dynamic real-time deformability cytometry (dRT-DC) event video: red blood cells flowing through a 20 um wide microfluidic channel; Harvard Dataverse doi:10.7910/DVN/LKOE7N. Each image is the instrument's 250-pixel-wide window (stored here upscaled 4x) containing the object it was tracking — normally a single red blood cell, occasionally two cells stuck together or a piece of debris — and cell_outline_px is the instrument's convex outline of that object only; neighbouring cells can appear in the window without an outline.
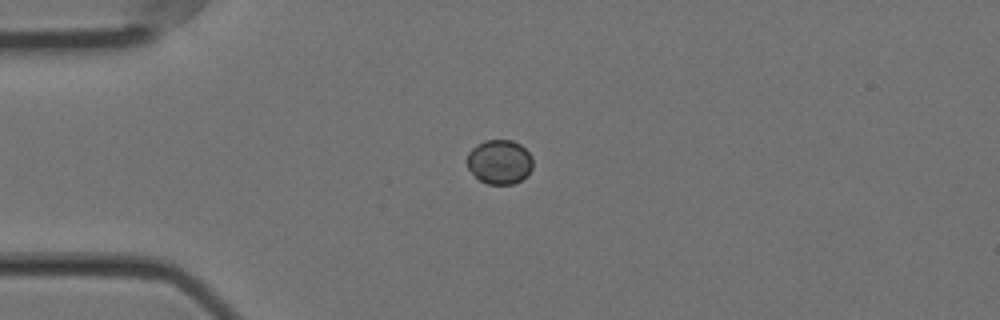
{"species": "Egyptian fruit bat (a non-hibernating species)", "species_latin": "Rousettus aegyptiacus", "temperature_condition": "cold", "stored_images_in_passage": 15, "camera_frame_rate_fps": 3000, "um_per_image_px": 0.085, "animal": {"sex": "female"}, "frame": {"image": 1, "passage_image": 1, "time_ms": 0.0, "image_size_px": [1000, 320], "cell_outline_px": [[532, 168], [520, 180], [512, 184], [488, 184], [480, 180], [468, 168], [468, 152], [476, 144], [484, 140], [512, 140], [520, 144], [532, 156]], "centroid_in_image_um": [42.45, 13.74], "position_along_channel_um": 42.5, "area_um2": 16.82}}
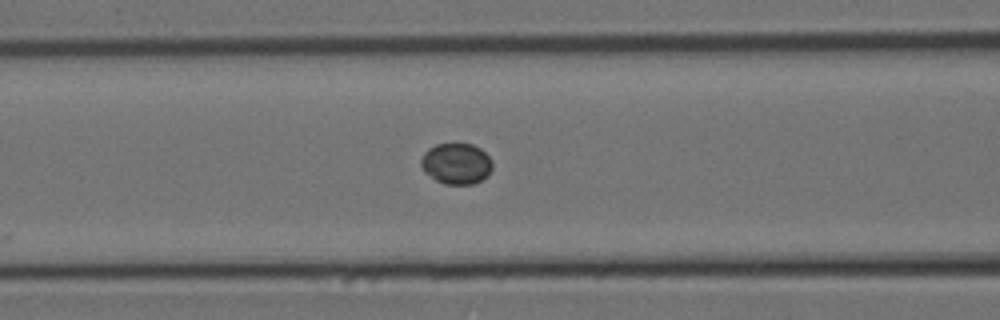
{"frame": {"image": 2, "passage_image": 10, "time_ms": 3.0, "image_size_px": [1000, 320], "cell_outline_px": [[492, 168], [488, 176], [472, 184], [444, 184], [436, 180], [424, 172], [420, 164], [420, 160], [424, 152], [428, 148], [436, 144], [456, 140], [472, 144], [480, 148], [492, 160]], "centroid_in_image_um": [38.77, 13.85], "position_along_channel_um": 127.8, "area_um2": 17.63}}
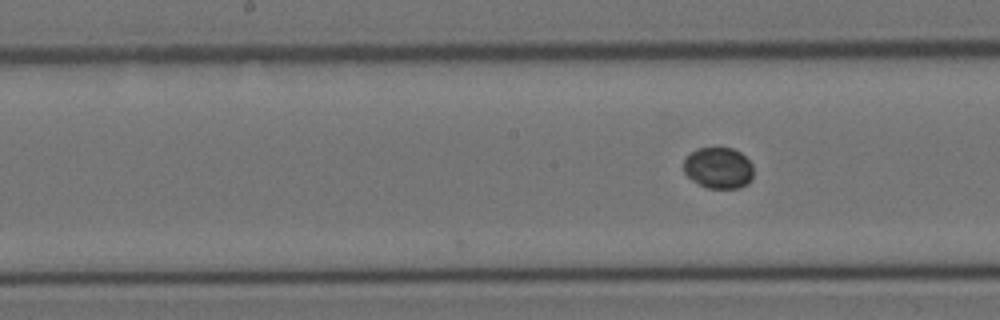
{"frame": {"image": 3, "passage_image": 15, "time_ms": 4.667, "image_size_px": [1000, 320], "cell_outline_px": [[752, 180], [748, 184], [740, 188], [708, 188], [692, 180], [684, 172], [684, 160], [696, 148], [732, 148], [740, 152], [752, 164]], "centroid_in_image_um": [61.08, 14.28], "position_along_channel_um": 187.1, "area_um2": 16.7}}